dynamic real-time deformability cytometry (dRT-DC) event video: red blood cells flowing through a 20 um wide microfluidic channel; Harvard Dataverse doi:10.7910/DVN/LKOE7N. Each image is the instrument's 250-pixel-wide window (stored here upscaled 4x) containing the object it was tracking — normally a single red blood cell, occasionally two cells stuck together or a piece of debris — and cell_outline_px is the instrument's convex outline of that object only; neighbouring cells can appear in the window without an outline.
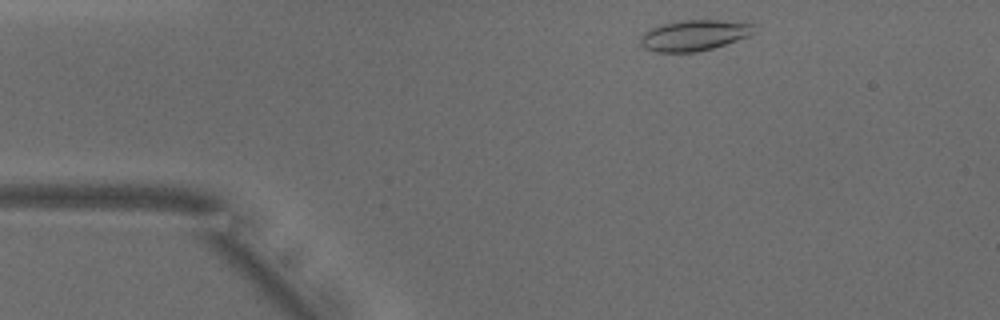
{"species": "common noctule bat (a hibernating species)", "species_latin": "Nyctalus noctula", "temperature_condition": "warm", "stored_images_in_passage": 33, "camera_frame_rate_fps": 3000, "um_per_image_px": 0.085, "animal": {"sex": "male", "body_mass_g": 18.8}, "frame": {"image": 1, "passage_image": 2, "time_ms": 0.333, "image_size_px": [1000, 320], "cell_outline_px": [[752, 32], [748, 36], [712, 48], [696, 52], [656, 52], [644, 48], [640, 44], [640, 36], [644, 32], [652, 28], [664, 24], [680, 20], [716, 20], [752, 24]], "centroid_in_image_um": [58.91, 3.01], "position_along_channel_um": 26.1, "area_um2": 19.94}}
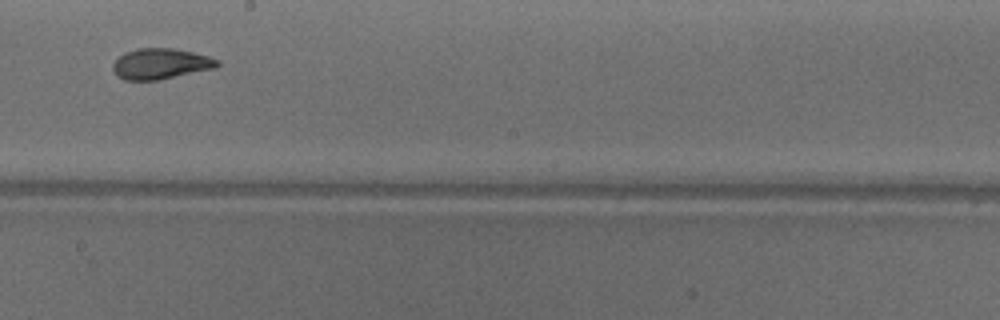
{"frame": {"image": 2, "passage_image": 22, "time_ms": 7.0, "image_size_px": [1000, 320], "cell_outline_px": [[220, 64], [216, 68], [156, 80], [124, 80], [116, 76], [112, 68], [112, 64], [124, 52], [136, 48], [176, 48], [208, 56], [220, 60]], "centroid_in_image_um": [13.64, 5.41], "position_along_channel_um": 234.6, "area_um2": 18.79}}
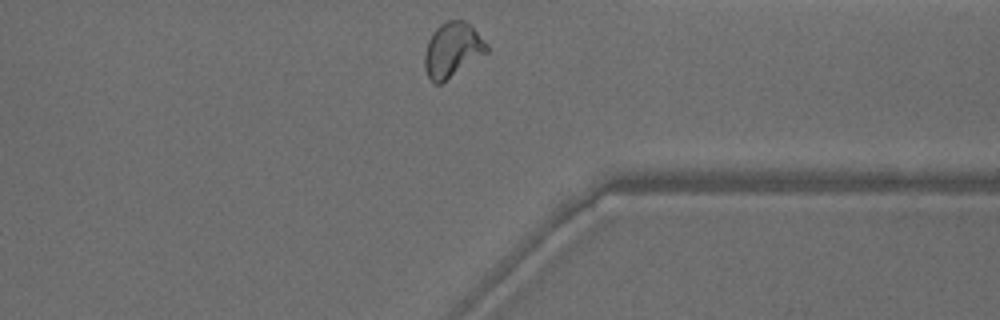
{"frame": {"image": 3, "passage_image": 33, "time_ms": 10.667, "image_size_px": [1000, 320], "cell_outline_px": [[488, 52], [440, 84], [436, 84], [428, 76], [424, 68], [424, 56], [428, 40], [432, 32], [440, 24], [448, 20], [464, 20], [488, 44]], "centroid_in_image_um": [38.43, 4.23], "position_along_channel_um": 373.0, "area_um2": 19.54}, "authors_computed_cell_mechanics": {"area_um2": 18.8428, "velocity_mm_per_s": 3.9129, "shape_relaxation_time_tau1_ms": 4.3202, "shape_relaxation_time_tau2_ms": 1.3244, "deformation_change_tau1": 0.1728, "deformation_change_tau2": 0.0764}}